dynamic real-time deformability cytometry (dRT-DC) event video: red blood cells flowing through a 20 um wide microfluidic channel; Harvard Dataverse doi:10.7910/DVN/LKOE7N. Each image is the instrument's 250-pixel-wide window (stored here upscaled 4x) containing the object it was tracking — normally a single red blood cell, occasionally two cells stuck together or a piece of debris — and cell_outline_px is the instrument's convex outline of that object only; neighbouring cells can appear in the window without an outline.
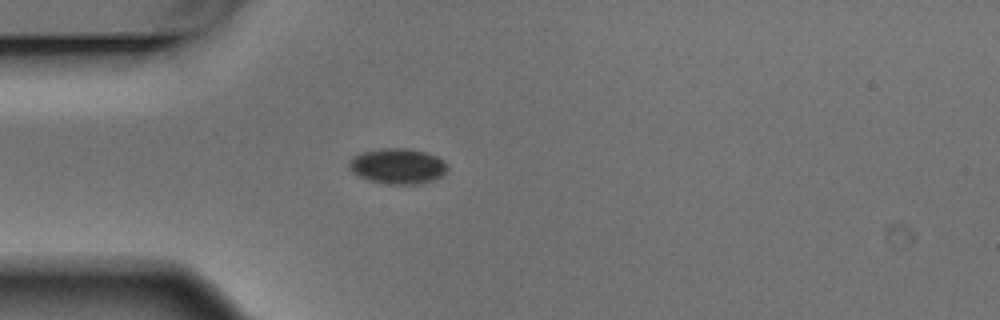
{"species": "Egyptian fruit bat (a non-hibernating species)", "species_latin": "Rousettus aegyptiacus", "temperature_condition": "warm", "stored_images_in_passage": 3, "camera_frame_rate_fps": 3000, "um_per_image_px": 0.085, "animal": {"sex": "male"}, "frame": {"image": 1, "passage_image": 3, "time_ms": 0.667, "image_size_px": [1000, 320], "cell_outline_px": [[448, 168], [440, 176], [432, 180], [420, 184], [388, 184], [368, 180], [352, 172], [348, 168], [348, 160], [352, 156], [364, 152], [380, 148], [408, 148], [428, 152], [444, 160], [448, 164]], "centroid_in_image_um": [33.79, 14.11], "position_along_channel_um": 51.2, "area_um2": 20.52}}